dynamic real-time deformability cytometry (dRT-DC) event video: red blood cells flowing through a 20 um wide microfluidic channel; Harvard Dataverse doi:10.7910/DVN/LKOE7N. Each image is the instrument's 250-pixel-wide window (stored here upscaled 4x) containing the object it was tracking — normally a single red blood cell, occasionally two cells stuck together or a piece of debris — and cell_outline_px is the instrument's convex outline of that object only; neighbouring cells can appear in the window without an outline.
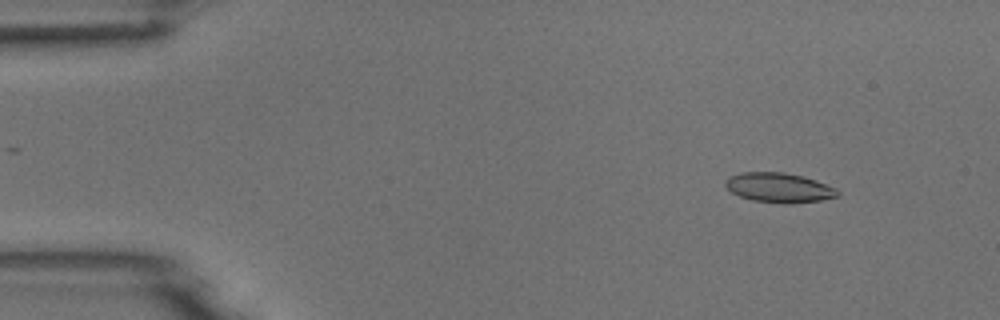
{"species": "common noctule bat (a hibernating species)", "species_latin": "Nyctalus noctula", "temperature_condition": "room temperature", "stored_images_in_passage": 7, "camera_frame_rate_fps": 3000, "um_per_image_px": 0.085, "animal": {"sex": "male", "body_mass_g": 18.8}, "frame": {"image": 1, "passage_image": 2, "time_ms": 0.333, "image_size_px": [1000, 320], "cell_outline_px": [[840, 196], [820, 200], [788, 204], [752, 200], [740, 196], [732, 192], [724, 184], [724, 180], [728, 176], [740, 172], [784, 172], [804, 176], [816, 180], [836, 188], [840, 192]], "centroid_in_image_um": [66.22, 15.94], "position_along_channel_um": 18.8, "area_um2": 19.54}}
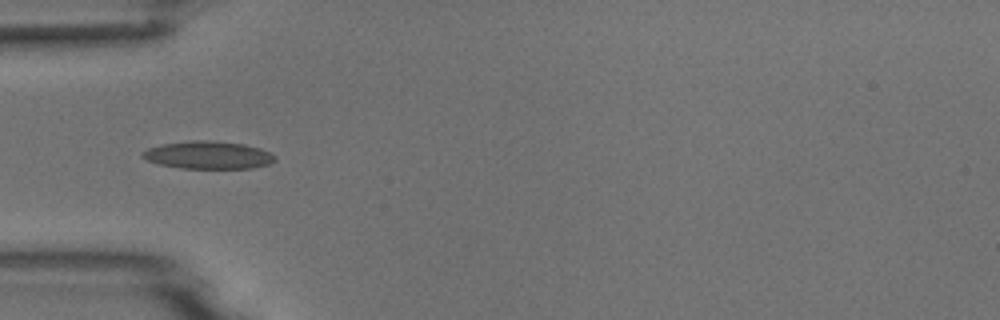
{"frame": {"image": 2, "passage_image": 5, "time_ms": 1.333, "image_size_px": [1000, 320], "cell_outline_px": [[276, 160], [268, 164], [252, 168], [180, 168], [160, 164], [148, 160], [140, 156], [148, 148], [160, 144], [188, 140], [212, 140], [244, 144], [260, 148], [276, 156]], "centroid_in_image_um": [17.7, 13.17], "position_along_channel_um": 67.3, "area_um2": 21.39}}